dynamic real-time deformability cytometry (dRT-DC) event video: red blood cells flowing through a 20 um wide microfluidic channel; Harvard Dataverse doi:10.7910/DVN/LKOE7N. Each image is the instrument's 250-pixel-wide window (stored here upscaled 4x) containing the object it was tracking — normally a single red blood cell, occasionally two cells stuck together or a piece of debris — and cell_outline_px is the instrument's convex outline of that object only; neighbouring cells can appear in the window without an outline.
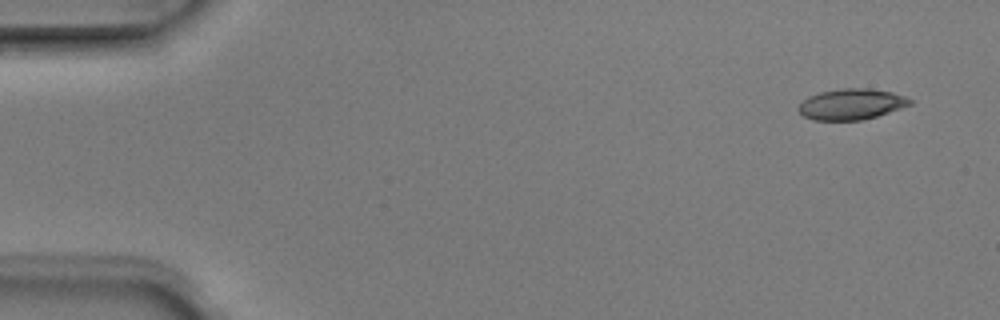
{"species": "Egyptian fruit bat (a non-hibernating species)", "species_latin": "Rousettus aegyptiacus", "temperature_condition": "room temperature", "stored_images_in_passage": 5, "camera_frame_rate_fps": 3000, "um_per_image_px": 0.085, "animal": {"sex": "male"}, "frame": {"image": 1, "passage_image": 1, "time_ms": 0.0, "image_size_px": [1000, 320], "cell_outline_px": [[912, 104], [876, 116], [860, 120], [812, 120], [804, 116], [796, 108], [808, 96], [820, 92], [840, 88], [868, 88], [892, 92], [904, 96], [912, 100]], "centroid_in_image_um": [72.34, 8.85], "position_along_channel_um": 12.7, "area_um2": 19.94}}
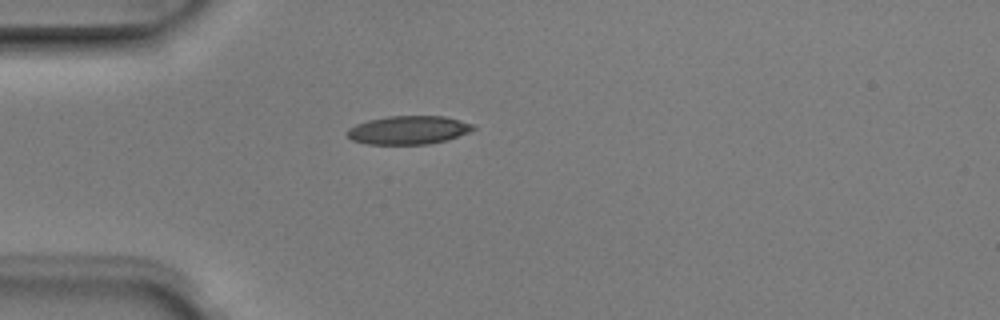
{"frame": {"image": 2, "passage_image": 4, "time_ms": 1.0, "image_size_px": [1000, 320], "cell_outline_px": [[476, 128], [468, 132], [448, 140], [428, 144], [368, 144], [352, 140], [348, 136], [348, 128], [356, 124], [368, 120], [388, 116], [444, 116], [460, 120], [472, 124]], "centroid_in_image_um": [34.72, 11.05], "position_along_channel_um": 50.3, "area_um2": 20.81}}